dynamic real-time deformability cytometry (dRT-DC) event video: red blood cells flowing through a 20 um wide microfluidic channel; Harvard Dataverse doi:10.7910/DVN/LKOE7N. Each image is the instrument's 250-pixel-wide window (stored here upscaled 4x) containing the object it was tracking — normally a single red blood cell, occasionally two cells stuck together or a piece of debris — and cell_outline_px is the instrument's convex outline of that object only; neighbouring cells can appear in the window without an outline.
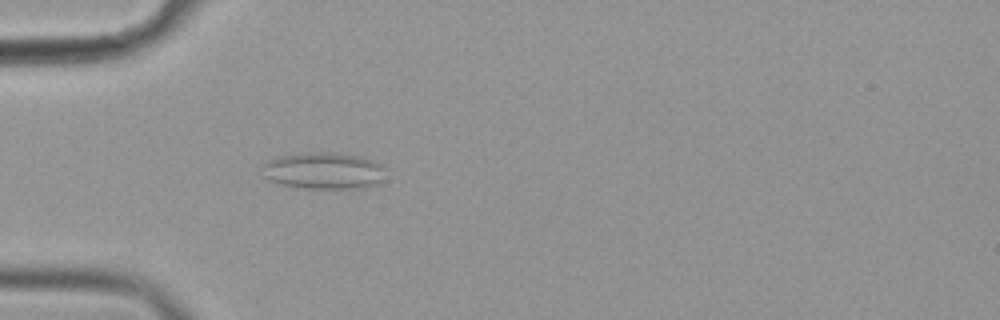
{"species": "common noctule bat (a hibernating species)", "species_latin": "Nyctalus noctula", "temperature_condition": "cold", "stored_images_in_passage": 56, "camera_frame_rate_fps": 3000, "um_per_image_px": 0.085, "animal": {"sex": "female", "body_mass_g": 19.9}, "frame": {"image": 1, "passage_image": 17, "time_ms": 5.333, "image_size_px": [1000, 320], "cell_outline_px": [[384, 180], [380, 184], [356, 188], [304, 188], [280, 184], [268, 180], [264, 176], [264, 164], [268, 160], [280, 156], [304, 152], [332, 152], [360, 156], [384, 164]], "centroid_in_image_um": [27.55, 14.51], "position_along_channel_um": 57.4, "area_um2": 26.59}}
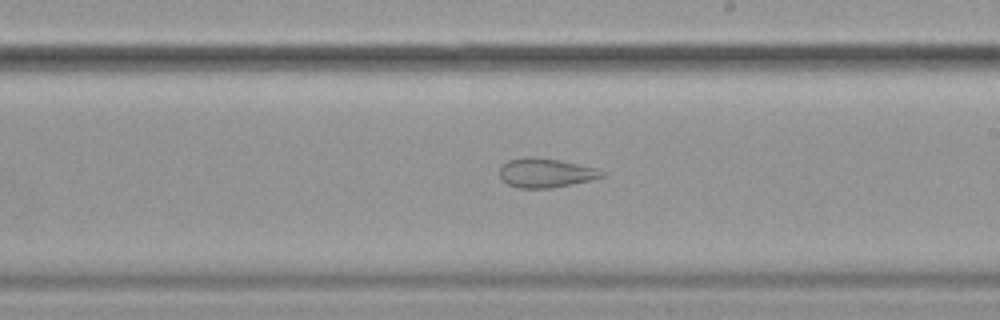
{"frame": {"image": 2, "passage_image": 33, "time_ms": 10.667, "image_size_px": [1000, 320], "cell_outline_px": [[608, 172], [604, 176], [588, 180], [552, 188], [516, 188], [508, 184], [500, 176], [500, 164], [508, 160], [524, 156], [532, 156], [560, 160], [596, 168]], "centroid_in_image_um": [46.36, 14.68], "position_along_channel_um": 242.6, "area_um2": 17.51}}
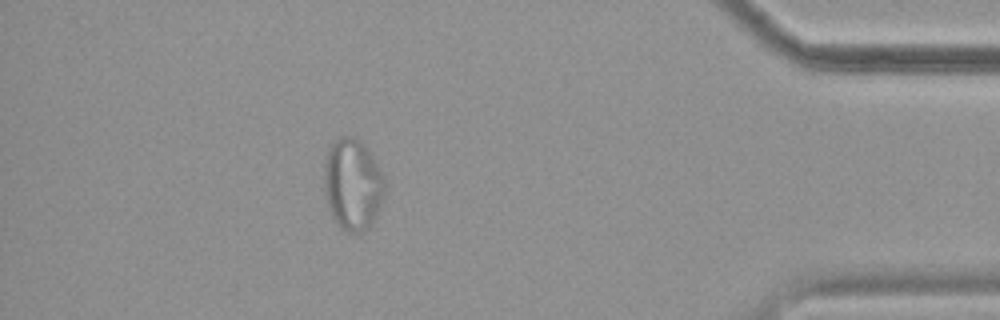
{"frame": {"image": 3, "passage_image": 50, "time_ms": 16.333, "image_size_px": [1000, 320], "cell_outline_px": [[384, 196], [380, 208], [372, 224], [364, 232], [344, 232], [340, 228], [332, 216], [324, 192], [324, 164], [328, 148], [340, 136], [356, 136], [372, 152], [384, 180]], "centroid_in_image_um": [29.98, 15.67], "position_along_channel_um": 405.2, "area_um2": 32.71}}